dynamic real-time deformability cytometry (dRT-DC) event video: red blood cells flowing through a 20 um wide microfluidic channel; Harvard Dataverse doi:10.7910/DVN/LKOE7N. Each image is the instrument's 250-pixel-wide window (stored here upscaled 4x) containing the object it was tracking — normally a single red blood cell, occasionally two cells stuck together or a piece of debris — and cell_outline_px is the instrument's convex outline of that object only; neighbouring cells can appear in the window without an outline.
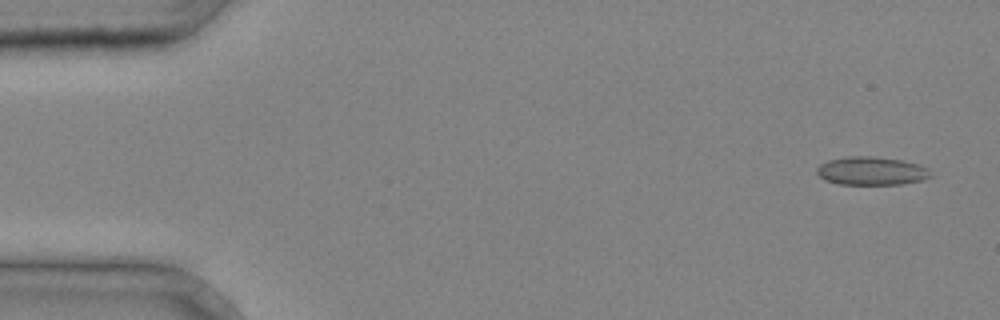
{"species": "common noctule bat (a hibernating species)", "species_latin": "Nyctalus noctula", "temperature_condition": "cold", "stored_images_in_passage": 3, "camera_frame_rate_fps": 3000, "um_per_image_px": 0.085, "animal": {"sex": "male", "body_mass_g": 20.4}, "frame": {"image": 1, "passage_image": 1, "time_ms": 0.0, "image_size_px": [1000, 320], "cell_outline_px": [[936, 176], [924, 180], [900, 184], [836, 184], [824, 180], [816, 172], [816, 168], [820, 164], [828, 160], [848, 156], [872, 156], [900, 160], [916, 164], [924, 168]], "centroid_in_image_um": [74.05, 14.54], "position_along_channel_um": 11.0, "area_um2": 18.79}}